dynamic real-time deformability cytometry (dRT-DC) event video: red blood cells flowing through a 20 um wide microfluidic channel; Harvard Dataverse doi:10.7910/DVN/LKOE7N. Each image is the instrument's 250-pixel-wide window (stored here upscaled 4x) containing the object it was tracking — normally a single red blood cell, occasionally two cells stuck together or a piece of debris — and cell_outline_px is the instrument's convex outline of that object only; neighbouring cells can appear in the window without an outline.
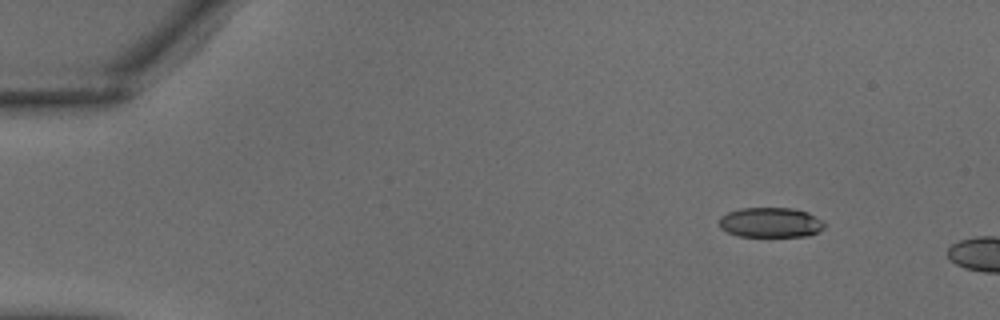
{"species": "common noctule bat (a hibernating species)", "species_latin": "Nyctalus noctula", "temperature_condition": "warm", "stored_images_in_passage": 4, "camera_frame_rate_fps": 3000, "um_per_image_px": 0.085, "animal": {"sex": "male", "body_mass_g": 18.8}, "frame": {"image": 1, "passage_image": 1, "time_ms": 0.0, "image_size_px": [1000, 320], "cell_outline_px": [[824, 228], [808, 236], [740, 236], [728, 232], [720, 228], [720, 216], [728, 212], [740, 208], [792, 208], [808, 212], [824, 220]], "centroid_in_image_um": [65.51, 18.9], "position_along_channel_um": 19.5, "area_um2": 18.38}}